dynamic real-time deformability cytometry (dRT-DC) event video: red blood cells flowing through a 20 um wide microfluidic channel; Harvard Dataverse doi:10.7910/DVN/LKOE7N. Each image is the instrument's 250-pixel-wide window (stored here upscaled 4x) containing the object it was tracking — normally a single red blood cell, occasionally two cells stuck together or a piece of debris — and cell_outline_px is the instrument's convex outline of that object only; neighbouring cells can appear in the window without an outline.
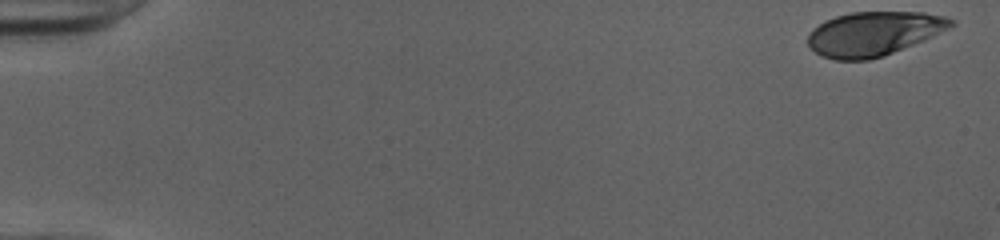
{"species": "human", "species_latin": "Homo sapiens", "temperature_condition": "cold", "stored_images_in_passage": 49, "camera_frame_rate_fps": 3000, "um_per_image_px": 0.085, "donor": {"sex": "female"}, "frame": {"image": 1, "passage_image": 1, "time_ms": 0.0, "image_size_px": [1000, 240], "cell_outline_px": [[956, 24], [924, 40], [884, 56], [868, 60], [836, 60], [820, 56], [808, 44], [808, 36], [812, 28], [824, 20], [836, 16], [852, 12], [924, 12], [944, 16], [956, 20]], "centroid_in_image_um": [74.26, 2.86], "position_along_channel_um": 10.7, "area_um2": 36.88}}
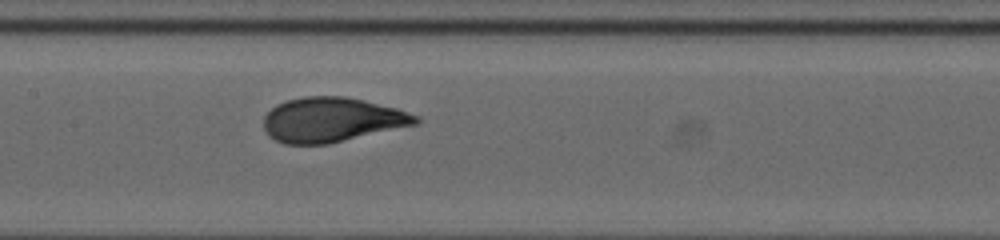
{"frame": {"image": 2, "passage_image": 26, "time_ms": 8.333, "image_size_px": [1000, 240], "cell_outline_px": [[420, 124], [328, 144], [284, 144], [268, 136], [264, 128], [264, 116], [276, 104], [288, 100], [304, 96], [344, 96], [364, 100], [396, 108], [420, 116]], "centroid_in_image_um": [28.23, 10.18], "position_along_channel_um": 179.2, "area_um2": 39.77}}
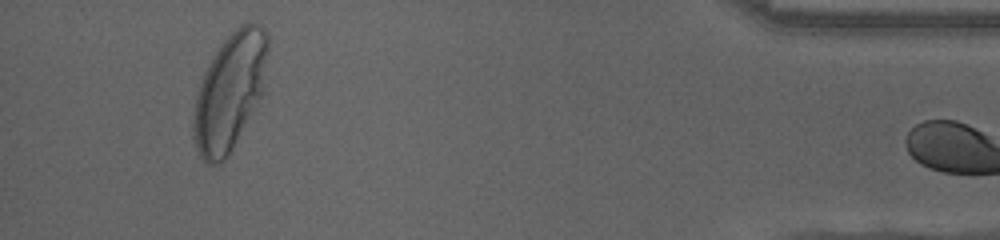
{"frame": {"image": 3, "passage_image": 48, "time_ms": 15.667, "image_size_px": [1000, 240], "cell_outline_px": [[268, 48], [264, 92], [228, 156], [224, 160], [216, 164], [208, 164], [200, 156], [196, 148], [192, 128], [192, 120], [196, 96], [204, 72], [208, 64], [224, 40], [240, 24], [248, 20], [252, 20], [260, 24], [264, 28], [268, 36]], "centroid_in_image_um": [19.55, 7.76], "position_along_channel_um": 415.6, "area_um2": 50.86}}